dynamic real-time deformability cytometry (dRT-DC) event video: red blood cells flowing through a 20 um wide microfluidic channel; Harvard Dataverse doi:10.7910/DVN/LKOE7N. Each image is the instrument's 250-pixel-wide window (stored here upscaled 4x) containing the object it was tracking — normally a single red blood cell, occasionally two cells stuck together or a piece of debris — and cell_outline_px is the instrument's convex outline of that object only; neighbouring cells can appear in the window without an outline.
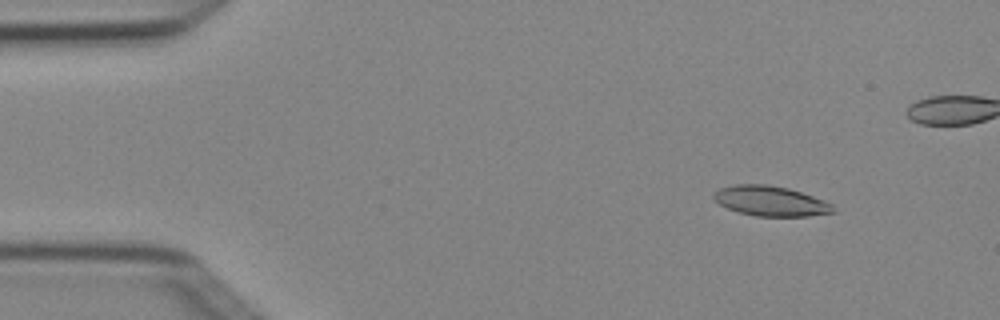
{"species": "Egyptian fruit bat (a non-hibernating species)", "species_latin": "Rousettus aegyptiacus", "temperature_condition": "cold", "stored_images_in_passage": 6, "camera_frame_rate_fps": 3000, "um_per_image_px": 0.085, "animal": {"sex": "female"}, "frame": {"image": 1, "passage_image": 2, "time_ms": 0.333, "image_size_px": [1000, 320], "cell_outline_px": [[836, 212], [808, 216], [756, 216], [740, 212], [728, 208], [720, 204], [712, 196], [720, 188], [736, 184], [768, 184], [788, 188], [824, 200], [832, 204]], "centroid_in_image_um": [65.52, 17.08], "position_along_channel_um": 19.5, "area_um2": 20.69}}